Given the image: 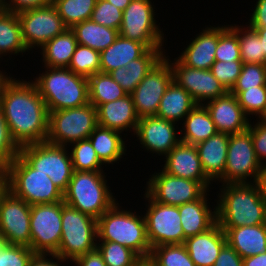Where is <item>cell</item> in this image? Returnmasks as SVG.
I'll list each match as a JSON object with an SVG mask.
<instances>
[{"label":"cell","instance_id":"cell-1","mask_svg":"<svg viewBox=\"0 0 266 266\" xmlns=\"http://www.w3.org/2000/svg\"><path fill=\"white\" fill-rule=\"evenodd\" d=\"M10 77L0 91V107L17 146L45 142L49 111L35 83Z\"/></svg>","mask_w":266,"mask_h":266},{"label":"cell","instance_id":"cell-2","mask_svg":"<svg viewBox=\"0 0 266 266\" xmlns=\"http://www.w3.org/2000/svg\"><path fill=\"white\" fill-rule=\"evenodd\" d=\"M221 189L216 205L221 228L266 224V208L257 183L223 184Z\"/></svg>","mask_w":266,"mask_h":266},{"label":"cell","instance_id":"cell-3","mask_svg":"<svg viewBox=\"0 0 266 266\" xmlns=\"http://www.w3.org/2000/svg\"><path fill=\"white\" fill-rule=\"evenodd\" d=\"M118 204L115 203L97 219L99 242L119 243L147 261L152 248L147 239L144 215L141 217L129 210H121Z\"/></svg>","mask_w":266,"mask_h":266},{"label":"cell","instance_id":"cell-4","mask_svg":"<svg viewBox=\"0 0 266 266\" xmlns=\"http://www.w3.org/2000/svg\"><path fill=\"white\" fill-rule=\"evenodd\" d=\"M33 81L48 111L71 109L89 103L88 78L68 68L45 67Z\"/></svg>","mask_w":266,"mask_h":266},{"label":"cell","instance_id":"cell-5","mask_svg":"<svg viewBox=\"0 0 266 266\" xmlns=\"http://www.w3.org/2000/svg\"><path fill=\"white\" fill-rule=\"evenodd\" d=\"M103 171H74L67 190L65 204L98 219L117 201L107 185Z\"/></svg>","mask_w":266,"mask_h":266},{"label":"cell","instance_id":"cell-6","mask_svg":"<svg viewBox=\"0 0 266 266\" xmlns=\"http://www.w3.org/2000/svg\"><path fill=\"white\" fill-rule=\"evenodd\" d=\"M9 191L29 205L63 201V192L51 178L34 169L20 154L5 167Z\"/></svg>","mask_w":266,"mask_h":266},{"label":"cell","instance_id":"cell-7","mask_svg":"<svg viewBox=\"0 0 266 266\" xmlns=\"http://www.w3.org/2000/svg\"><path fill=\"white\" fill-rule=\"evenodd\" d=\"M61 220L62 237L55 255L73 262L78 257L96 249L97 219L64 204Z\"/></svg>","mask_w":266,"mask_h":266},{"label":"cell","instance_id":"cell-8","mask_svg":"<svg viewBox=\"0 0 266 266\" xmlns=\"http://www.w3.org/2000/svg\"><path fill=\"white\" fill-rule=\"evenodd\" d=\"M98 126L97 108L91 103L71 109L49 111L46 142L66 146L83 139Z\"/></svg>","mask_w":266,"mask_h":266},{"label":"cell","instance_id":"cell-9","mask_svg":"<svg viewBox=\"0 0 266 266\" xmlns=\"http://www.w3.org/2000/svg\"><path fill=\"white\" fill-rule=\"evenodd\" d=\"M67 148L45 141L20 147L19 154L34 169L47 174L64 193L74 172Z\"/></svg>","mask_w":266,"mask_h":266},{"label":"cell","instance_id":"cell-10","mask_svg":"<svg viewBox=\"0 0 266 266\" xmlns=\"http://www.w3.org/2000/svg\"><path fill=\"white\" fill-rule=\"evenodd\" d=\"M265 168L255 154L251 132L247 129L240 133L229 134L224 184L257 183Z\"/></svg>","mask_w":266,"mask_h":266},{"label":"cell","instance_id":"cell-11","mask_svg":"<svg viewBox=\"0 0 266 266\" xmlns=\"http://www.w3.org/2000/svg\"><path fill=\"white\" fill-rule=\"evenodd\" d=\"M64 201L31 205L30 248L36 254H55L62 237Z\"/></svg>","mask_w":266,"mask_h":266},{"label":"cell","instance_id":"cell-12","mask_svg":"<svg viewBox=\"0 0 266 266\" xmlns=\"http://www.w3.org/2000/svg\"><path fill=\"white\" fill-rule=\"evenodd\" d=\"M150 0H132L123 10L119 35L143 43L148 49H162L164 37L156 24Z\"/></svg>","mask_w":266,"mask_h":266},{"label":"cell","instance_id":"cell-13","mask_svg":"<svg viewBox=\"0 0 266 266\" xmlns=\"http://www.w3.org/2000/svg\"><path fill=\"white\" fill-rule=\"evenodd\" d=\"M144 195L149 203L144 218L151 248L165 244H183L186 237L178 206L161 204L153 201L146 193Z\"/></svg>","mask_w":266,"mask_h":266},{"label":"cell","instance_id":"cell-14","mask_svg":"<svg viewBox=\"0 0 266 266\" xmlns=\"http://www.w3.org/2000/svg\"><path fill=\"white\" fill-rule=\"evenodd\" d=\"M169 61L168 56L164 55L130 94L139 118L156 116L161 98L173 81Z\"/></svg>","mask_w":266,"mask_h":266},{"label":"cell","instance_id":"cell-15","mask_svg":"<svg viewBox=\"0 0 266 266\" xmlns=\"http://www.w3.org/2000/svg\"><path fill=\"white\" fill-rule=\"evenodd\" d=\"M17 15L22 38L28 50L36 46L42 47L67 29L52 3L44 7L20 12Z\"/></svg>","mask_w":266,"mask_h":266},{"label":"cell","instance_id":"cell-16","mask_svg":"<svg viewBox=\"0 0 266 266\" xmlns=\"http://www.w3.org/2000/svg\"><path fill=\"white\" fill-rule=\"evenodd\" d=\"M147 182L146 194L161 204L179 206L200 199L207 189L198 181L175 177L163 170Z\"/></svg>","mask_w":266,"mask_h":266},{"label":"cell","instance_id":"cell-17","mask_svg":"<svg viewBox=\"0 0 266 266\" xmlns=\"http://www.w3.org/2000/svg\"><path fill=\"white\" fill-rule=\"evenodd\" d=\"M31 205L9 191L0 204V232L6 243L30 248Z\"/></svg>","mask_w":266,"mask_h":266},{"label":"cell","instance_id":"cell-18","mask_svg":"<svg viewBox=\"0 0 266 266\" xmlns=\"http://www.w3.org/2000/svg\"><path fill=\"white\" fill-rule=\"evenodd\" d=\"M170 66L173 80L183 87L197 104L226 95L229 91L211 73L210 69H196L184 65L178 58Z\"/></svg>","mask_w":266,"mask_h":266},{"label":"cell","instance_id":"cell-19","mask_svg":"<svg viewBox=\"0 0 266 266\" xmlns=\"http://www.w3.org/2000/svg\"><path fill=\"white\" fill-rule=\"evenodd\" d=\"M175 122L157 116L139 118L135 133L140 144L148 151L166 156L181 140L175 130Z\"/></svg>","mask_w":266,"mask_h":266},{"label":"cell","instance_id":"cell-20","mask_svg":"<svg viewBox=\"0 0 266 266\" xmlns=\"http://www.w3.org/2000/svg\"><path fill=\"white\" fill-rule=\"evenodd\" d=\"M163 171L169 175L200 182L208 191L211 180L205 175L195 145L180 141L166 156Z\"/></svg>","mask_w":266,"mask_h":266},{"label":"cell","instance_id":"cell-21","mask_svg":"<svg viewBox=\"0 0 266 266\" xmlns=\"http://www.w3.org/2000/svg\"><path fill=\"white\" fill-rule=\"evenodd\" d=\"M203 105L208 110L217 132L235 134L248 129L249 119L237 97L230 92Z\"/></svg>","mask_w":266,"mask_h":266},{"label":"cell","instance_id":"cell-22","mask_svg":"<svg viewBox=\"0 0 266 266\" xmlns=\"http://www.w3.org/2000/svg\"><path fill=\"white\" fill-rule=\"evenodd\" d=\"M183 244L196 266H214L220 251L227 244V239L216 222L207 231L187 237Z\"/></svg>","mask_w":266,"mask_h":266},{"label":"cell","instance_id":"cell-23","mask_svg":"<svg viewBox=\"0 0 266 266\" xmlns=\"http://www.w3.org/2000/svg\"><path fill=\"white\" fill-rule=\"evenodd\" d=\"M98 125L119 132L132 129L135 133L139 117L136 114L132 96H126L100 104L97 107Z\"/></svg>","mask_w":266,"mask_h":266},{"label":"cell","instance_id":"cell-24","mask_svg":"<svg viewBox=\"0 0 266 266\" xmlns=\"http://www.w3.org/2000/svg\"><path fill=\"white\" fill-rule=\"evenodd\" d=\"M229 134L217 132L205 141L196 144L199 159L205 175L211 180H220L224 184Z\"/></svg>","mask_w":266,"mask_h":266},{"label":"cell","instance_id":"cell-25","mask_svg":"<svg viewBox=\"0 0 266 266\" xmlns=\"http://www.w3.org/2000/svg\"><path fill=\"white\" fill-rule=\"evenodd\" d=\"M219 38V26L207 27L183 50L178 59L186 66L196 69H210L215 62Z\"/></svg>","mask_w":266,"mask_h":266},{"label":"cell","instance_id":"cell-26","mask_svg":"<svg viewBox=\"0 0 266 266\" xmlns=\"http://www.w3.org/2000/svg\"><path fill=\"white\" fill-rule=\"evenodd\" d=\"M221 229L225 232L227 244L242 258L266 252V224Z\"/></svg>","mask_w":266,"mask_h":266},{"label":"cell","instance_id":"cell-27","mask_svg":"<svg viewBox=\"0 0 266 266\" xmlns=\"http://www.w3.org/2000/svg\"><path fill=\"white\" fill-rule=\"evenodd\" d=\"M164 49H148L140 58L119 67L109 74L128 94H131L141 80L164 57Z\"/></svg>","mask_w":266,"mask_h":266},{"label":"cell","instance_id":"cell-28","mask_svg":"<svg viewBox=\"0 0 266 266\" xmlns=\"http://www.w3.org/2000/svg\"><path fill=\"white\" fill-rule=\"evenodd\" d=\"M204 194L200 199L179 205V214L184 236L198 235L210 229L217 222L216 207L210 210L207 196Z\"/></svg>","mask_w":266,"mask_h":266},{"label":"cell","instance_id":"cell-29","mask_svg":"<svg viewBox=\"0 0 266 266\" xmlns=\"http://www.w3.org/2000/svg\"><path fill=\"white\" fill-rule=\"evenodd\" d=\"M148 48L135 40L118 36L104 51L100 52V72L110 73L140 58Z\"/></svg>","mask_w":266,"mask_h":266},{"label":"cell","instance_id":"cell-30","mask_svg":"<svg viewBox=\"0 0 266 266\" xmlns=\"http://www.w3.org/2000/svg\"><path fill=\"white\" fill-rule=\"evenodd\" d=\"M196 105L192 96L173 80L161 98L156 116L177 123Z\"/></svg>","mask_w":266,"mask_h":266},{"label":"cell","instance_id":"cell-31","mask_svg":"<svg viewBox=\"0 0 266 266\" xmlns=\"http://www.w3.org/2000/svg\"><path fill=\"white\" fill-rule=\"evenodd\" d=\"M120 134L119 131L98 125L89 135L88 139L103 164H113L125 155L126 144Z\"/></svg>","mask_w":266,"mask_h":266},{"label":"cell","instance_id":"cell-32","mask_svg":"<svg viewBox=\"0 0 266 266\" xmlns=\"http://www.w3.org/2000/svg\"><path fill=\"white\" fill-rule=\"evenodd\" d=\"M77 45L74 32L67 28L41 47L44 67L68 68Z\"/></svg>","mask_w":266,"mask_h":266},{"label":"cell","instance_id":"cell-33","mask_svg":"<svg viewBox=\"0 0 266 266\" xmlns=\"http://www.w3.org/2000/svg\"><path fill=\"white\" fill-rule=\"evenodd\" d=\"M183 121L184 133L180 140L184 143L196 145L217 133L215 124L203 104H197Z\"/></svg>","mask_w":266,"mask_h":266},{"label":"cell","instance_id":"cell-34","mask_svg":"<svg viewBox=\"0 0 266 266\" xmlns=\"http://www.w3.org/2000/svg\"><path fill=\"white\" fill-rule=\"evenodd\" d=\"M70 29L74 32L79 45L98 52L104 51L119 36V30L97 24L91 19L80 22Z\"/></svg>","mask_w":266,"mask_h":266},{"label":"cell","instance_id":"cell-35","mask_svg":"<svg viewBox=\"0 0 266 266\" xmlns=\"http://www.w3.org/2000/svg\"><path fill=\"white\" fill-rule=\"evenodd\" d=\"M28 49L22 38L18 15L0 10V58L9 53H24ZM6 54V55H5Z\"/></svg>","mask_w":266,"mask_h":266},{"label":"cell","instance_id":"cell-36","mask_svg":"<svg viewBox=\"0 0 266 266\" xmlns=\"http://www.w3.org/2000/svg\"><path fill=\"white\" fill-rule=\"evenodd\" d=\"M89 103L95 108L100 104L115 101L128 93L113 80L109 73L98 72L88 78Z\"/></svg>","mask_w":266,"mask_h":266},{"label":"cell","instance_id":"cell-37","mask_svg":"<svg viewBox=\"0 0 266 266\" xmlns=\"http://www.w3.org/2000/svg\"><path fill=\"white\" fill-rule=\"evenodd\" d=\"M97 0H52L67 28L91 18Z\"/></svg>","mask_w":266,"mask_h":266},{"label":"cell","instance_id":"cell-38","mask_svg":"<svg viewBox=\"0 0 266 266\" xmlns=\"http://www.w3.org/2000/svg\"><path fill=\"white\" fill-rule=\"evenodd\" d=\"M147 262L151 266H196L184 244H165L154 247Z\"/></svg>","mask_w":266,"mask_h":266},{"label":"cell","instance_id":"cell-39","mask_svg":"<svg viewBox=\"0 0 266 266\" xmlns=\"http://www.w3.org/2000/svg\"><path fill=\"white\" fill-rule=\"evenodd\" d=\"M229 27L238 36L241 61L243 63H255L265 65V57L262 52L261 40L256 30L250 26L242 28L243 26L229 25Z\"/></svg>","mask_w":266,"mask_h":266},{"label":"cell","instance_id":"cell-40","mask_svg":"<svg viewBox=\"0 0 266 266\" xmlns=\"http://www.w3.org/2000/svg\"><path fill=\"white\" fill-rule=\"evenodd\" d=\"M106 266H140L144 261L130 248L111 241L97 243Z\"/></svg>","mask_w":266,"mask_h":266},{"label":"cell","instance_id":"cell-41","mask_svg":"<svg viewBox=\"0 0 266 266\" xmlns=\"http://www.w3.org/2000/svg\"><path fill=\"white\" fill-rule=\"evenodd\" d=\"M70 153L74 171H103V163L99 160L96 151L89 139L72 143ZM102 165V166H101Z\"/></svg>","mask_w":266,"mask_h":266},{"label":"cell","instance_id":"cell-42","mask_svg":"<svg viewBox=\"0 0 266 266\" xmlns=\"http://www.w3.org/2000/svg\"><path fill=\"white\" fill-rule=\"evenodd\" d=\"M68 69L77 75L89 78L100 72V52L78 44Z\"/></svg>","mask_w":266,"mask_h":266},{"label":"cell","instance_id":"cell-43","mask_svg":"<svg viewBox=\"0 0 266 266\" xmlns=\"http://www.w3.org/2000/svg\"><path fill=\"white\" fill-rule=\"evenodd\" d=\"M235 95L245 115H257L258 119L266 116V86H256L244 91H229Z\"/></svg>","mask_w":266,"mask_h":266},{"label":"cell","instance_id":"cell-44","mask_svg":"<svg viewBox=\"0 0 266 266\" xmlns=\"http://www.w3.org/2000/svg\"><path fill=\"white\" fill-rule=\"evenodd\" d=\"M215 61H241L238 36L229 25L219 27Z\"/></svg>","mask_w":266,"mask_h":266},{"label":"cell","instance_id":"cell-45","mask_svg":"<svg viewBox=\"0 0 266 266\" xmlns=\"http://www.w3.org/2000/svg\"><path fill=\"white\" fill-rule=\"evenodd\" d=\"M256 86H266V65L243 63L241 73L230 91H244Z\"/></svg>","mask_w":266,"mask_h":266},{"label":"cell","instance_id":"cell-46","mask_svg":"<svg viewBox=\"0 0 266 266\" xmlns=\"http://www.w3.org/2000/svg\"><path fill=\"white\" fill-rule=\"evenodd\" d=\"M122 16L123 11L121 9L106 0H97L90 19L97 24L119 30Z\"/></svg>","mask_w":266,"mask_h":266},{"label":"cell","instance_id":"cell-47","mask_svg":"<svg viewBox=\"0 0 266 266\" xmlns=\"http://www.w3.org/2000/svg\"><path fill=\"white\" fill-rule=\"evenodd\" d=\"M35 254L27 246L6 244L0 249V266H29Z\"/></svg>","mask_w":266,"mask_h":266},{"label":"cell","instance_id":"cell-48","mask_svg":"<svg viewBox=\"0 0 266 266\" xmlns=\"http://www.w3.org/2000/svg\"><path fill=\"white\" fill-rule=\"evenodd\" d=\"M242 66V61H215L210 71L230 91L241 73Z\"/></svg>","mask_w":266,"mask_h":266},{"label":"cell","instance_id":"cell-49","mask_svg":"<svg viewBox=\"0 0 266 266\" xmlns=\"http://www.w3.org/2000/svg\"><path fill=\"white\" fill-rule=\"evenodd\" d=\"M19 151L20 148L11 137L8 125L0 107V165L5 167L17 155H19Z\"/></svg>","mask_w":266,"mask_h":266},{"label":"cell","instance_id":"cell-50","mask_svg":"<svg viewBox=\"0 0 266 266\" xmlns=\"http://www.w3.org/2000/svg\"><path fill=\"white\" fill-rule=\"evenodd\" d=\"M248 130L251 132L257 159L266 169V161L264 162V159L266 160V121L259 119L255 125L249 123Z\"/></svg>","mask_w":266,"mask_h":266},{"label":"cell","instance_id":"cell-51","mask_svg":"<svg viewBox=\"0 0 266 266\" xmlns=\"http://www.w3.org/2000/svg\"><path fill=\"white\" fill-rule=\"evenodd\" d=\"M52 0H1L3 10L18 14L20 12L50 5Z\"/></svg>","mask_w":266,"mask_h":266},{"label":"cell","instance_id":"cell-52","mask_svg":"<svg viewBox=\"0 0 266 266\" xmlns=\"http://www.w3.org/2000/svg\"><path fill=\"white\" fill-rule=\"evenodd\" d=\"M214 266H243V258L226 244L220 251Z\"/></svg>","mask_w":266,"mask_h":266},{"label":"cell","instance_id":"cell-53","mask_svg":"<svg viewBox=\"0 0 266 266\" xmlns=\"http://www.w3.org/2000/svg\"><path fill=\"white\" fill-rule=\"evenodd\" d=\"M249 26L252 28H266V0L256 2Z\"/></svg>","mask_w":266,"mask_h":266},{"label":"cell","instance_id":"cell-54","mask_svg":"<svg viewBox=\"0 0 266 266\" xmlns=\"http://www.w3.org/2000/svg\"><path fill=\"white\" fill-rule=\"evenodd\" d=\"M73 262H75L77 266H106L103 257L97 248L78 257Z\"/></svg>","mask_w":266,"mask_h":266},{"label":"cell","instance_id":"cell-55","mask_svg":"<svg viewBox=\"0 0 266 266\" xmlns=\"http://www.w3.org/2000/svg\"><path fill=\"white\" fill-rule=\"evenodd\" d=\"M48 254H35L33 258L29 262V266H61L59 262L63 261L65 262L66 260L62 259L61 257H58L55 254H49L48 257L52 256V258L56 259L55 261H51L47 258ZM58 260V261H57Z\"/></svg>","mask_w":266,"mask_h":266},{"label":"cell","instance_id":"cell-56","mask_svg":"<svg viewBox=\"0 0 266 266\" xmlns=\"http://www.w3.org/2000/svg\"><path fill=\"white\" fill-rule=\"evenodd\" d=\"M9 192V176L7 170L2 167L0 169V204L4 196Z\"/></svg>","mask_w":266,"mask_h":266},{"label":"cell","instance_id":"cell-57","mask_svg":"<svg viewBox=\"0 0 266 266\" xmlns=\"http://www.w3.org/2000/svg\"><path fill=\"white\" fill-rule=\"evenodd\" d=\"M243 266H266V252L243 258Z\"/></svg>","mask_w":266,"mask_h":266},{"label":"cell","instance_id":"cell-58","mask_svg":"<svg viewBox=\"0 0 266 266\" xmlns=\"http://www.w3.org/2000/svg\"><path fill=\"white\" fill-rule=\"evenodd\" d=\"M257 184L260 188L262 200L266 208V169L264 170L260 178L257 180Z\"/></svg>","mask_w":266,"mask_h":266},{"label":"cell","instance_id":"cell-59","mask_svg":"<svg viewBox=\"0 0 266 266\" xmlns=\"http://www.w3.org/2000/svg\"><path fill=\"white\" fill-rule=\"evenodd\" d=\"M256 30L260 40H261V47L262 52L265 57V65H266V28H253Z\"/></svg>","mask_w":266,"mask_h":266},{"label":"cell","instance_id":"cell-60","mask_svg":"<svg viewBox=\"0 0 266 266\" xmlns=\"http://www.w3.org/2000/svg\"><path fill=\"white\" fill-rule=\"evenodd\" d=\"M115 7L121 9L122 11L130 4L132 0H106Z\"/></svg>","mask_w":266,"mask_h":266},{"label":"cell","instance_id":"cell-61","mask_svg":"<svg viewBox=\"0 0 266 266\" xmlns=\"http://www.w3.org/2000/svg\"><path fill=\"white\" fill-rule=\"evenodd\" d=\"M4 74L3 72L0 71V91L2 88V85L5 83V81L9 78L8 75Z\"/></svg>","mask_w":266,"mask_h":266},{"label":"cell","instance_id":"cell-62","mask_svg":"<svg viewBox=\"0 0 266 266\" xmlns=\"http://www.w3.org/2000/svg\"><path fill=\"white\" fill-rule=\"evenodd\" d=\"M6 240H5V237L3 236V234L0 232V249L6 245Z\"/></svg>","mask_w":266,"mask_h":266},{"label":"cell","instance_id":"cell-63","mask_svg":"<svg viewBox=\"0 0 266 266\" xmlns=\"http://www.w3.org/2000/svg\"><path fill=\"white\" fill-rule=\"evenodd\" d=\"M140 266H151L147 261H144Z\"/></svg>","mask_w":266,"mask_h":266}]
</instances>
